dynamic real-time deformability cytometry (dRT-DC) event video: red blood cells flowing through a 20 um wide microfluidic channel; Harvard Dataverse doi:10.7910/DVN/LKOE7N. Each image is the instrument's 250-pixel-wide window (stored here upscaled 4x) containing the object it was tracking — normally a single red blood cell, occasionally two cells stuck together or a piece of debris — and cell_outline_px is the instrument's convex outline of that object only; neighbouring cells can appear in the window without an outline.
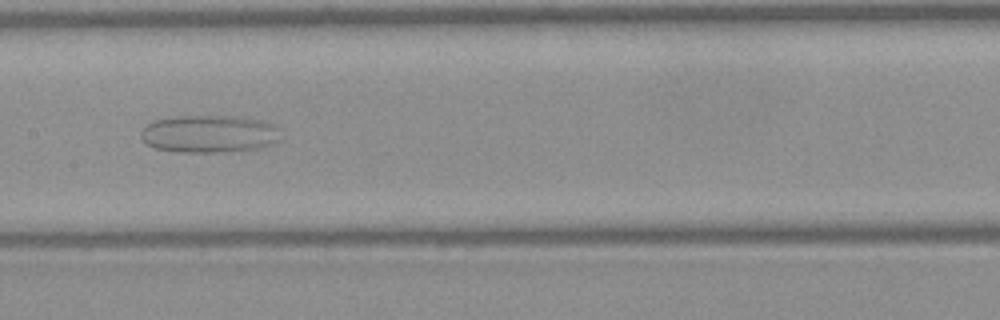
{"species": "Egyptian fruit bat (a non-hibernating species)", "species_latin": "Rousettus aegyptiacus", "temperature_condition": "warm", "stored_images_in_passage": 51, "camera_frame_rate_fps": 3000, "um_per_image_px": 0.085, "frame": {"image": 1, "passage_image": 26, "time_ms": 8.333, "image_size_px": [1000, 320], "cell_outline_px": [[280, 140], [256, 148], [224, 152], [180, 152], [156, 148], [148, 144], [140, 136], [140, 132], [152, 120], [176, 116], [244, 116], [260, 120], [272, 124], [280, 128]], "centroid_in_image_um": [17.79, 11.36], "position_along_channel_um": 189.6, "area_um2": 30.63}}
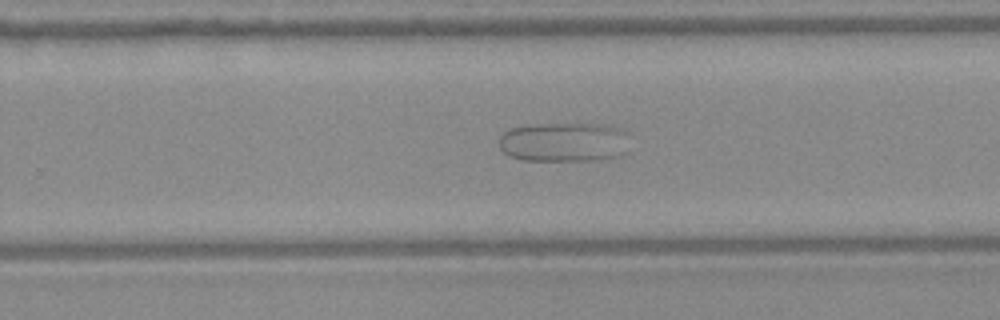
{"frame": {"image": 2, "passage_image": 33, "time_ms": 10.667, "image_size_px": [1000, 320], "cell_outline_px": [[632, 132], [628, 152], [620, 156], [592, 160], [524, 160], [508, 156], [500, 148], [500, 136], [504, 132], [512, 128], [536, 124], [604, 124], [624, 128]], "centroid_in_image_um": [48.08, 12.07], "position_along_channel_um": 281.7, "area_um2": 30.75}}
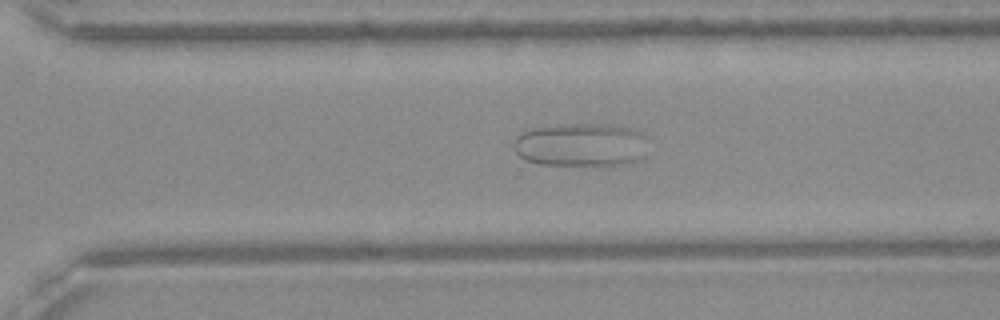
{"frame": {"image": 3, "passage_image": 36, "time_ms": 11.667, "image_size_px": [1000, 320], "cell_outline_px": [[648, 156], [640, 160], [628, 164], [540, 164], [524, 160], [516, 152], [512, 144], [516, 136], [520, 132], [532, 128], [560, 124], [604, 124], [628, 128], [644, 132], [648, 136]], "centroid_in_image_um": [49.44, 12.3], "position_along_channel_um": 321.2, "area_um2": 34.62}}